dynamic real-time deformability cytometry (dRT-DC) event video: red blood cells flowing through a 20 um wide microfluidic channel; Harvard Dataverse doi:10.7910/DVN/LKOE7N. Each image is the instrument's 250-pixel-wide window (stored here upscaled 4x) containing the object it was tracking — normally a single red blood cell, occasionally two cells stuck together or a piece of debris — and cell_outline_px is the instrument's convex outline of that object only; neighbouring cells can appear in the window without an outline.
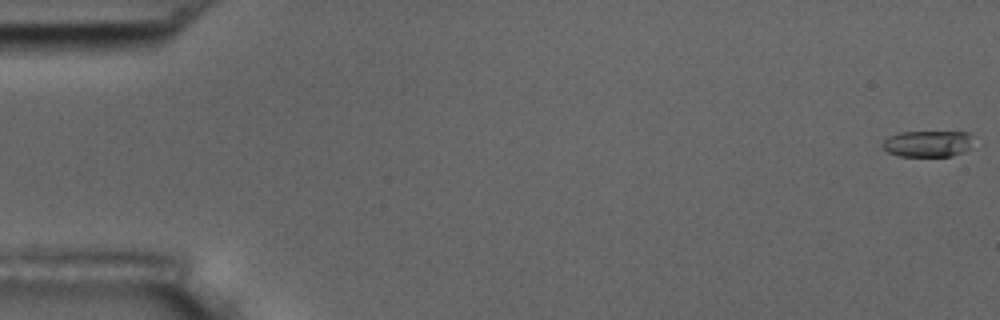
{"species": "common noctule bat (a hibernating species)", "species_latin": "Nyctalus noctula", "temperature_condition": "room temperature", "stored_images_in_passage": 8, "camera_frame_rate_fps": 3000, "um_per_image_px": 0.085, "animal": {"sex": "male", "body_mass_g": 17.5, "forearm_length_mm": 52.3}, "frame": {"image": 1, "passage_image": 1, "time_ms": 0.0, "image_size_px": [1000, 320], "cell_outline_px": [[976, 144], [964, 152], [952, 156], [900, 156], [888, 152], [880, 144], [888, 136], [900, 132], [968, 132]], "centroid_in_image_um": [78.9, 12.21], "position_along_channel_um": 6.1, "area_um2": 14.16}}
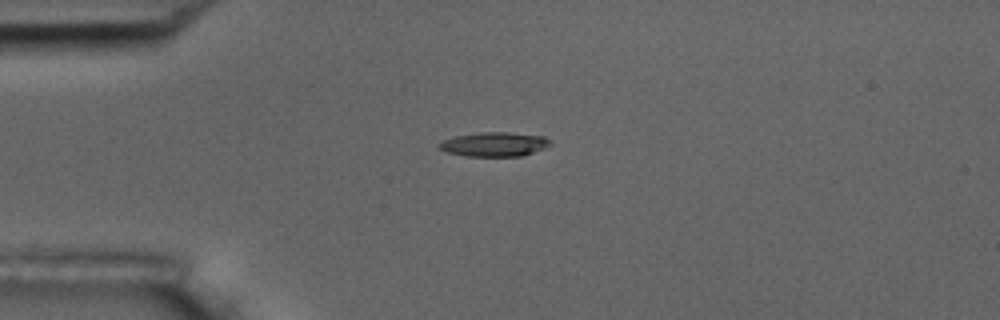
{"frame": {"image": 2, "passage_image": 5, "time_ms": 1.333, "image_size_px": [1000, 320], "cell_outline_px": [[552, 144], [544, 148], [524, 156], [468, 156], [448, 152], [440, 148], [436, 144], [444, 140], [456, 136], [480, 132], [508, 132], [544, 136]], "centroid_in_image_um": [42.04, 12.26], "position_along_channel_um": 43.0, "area_um2": 15.61}}